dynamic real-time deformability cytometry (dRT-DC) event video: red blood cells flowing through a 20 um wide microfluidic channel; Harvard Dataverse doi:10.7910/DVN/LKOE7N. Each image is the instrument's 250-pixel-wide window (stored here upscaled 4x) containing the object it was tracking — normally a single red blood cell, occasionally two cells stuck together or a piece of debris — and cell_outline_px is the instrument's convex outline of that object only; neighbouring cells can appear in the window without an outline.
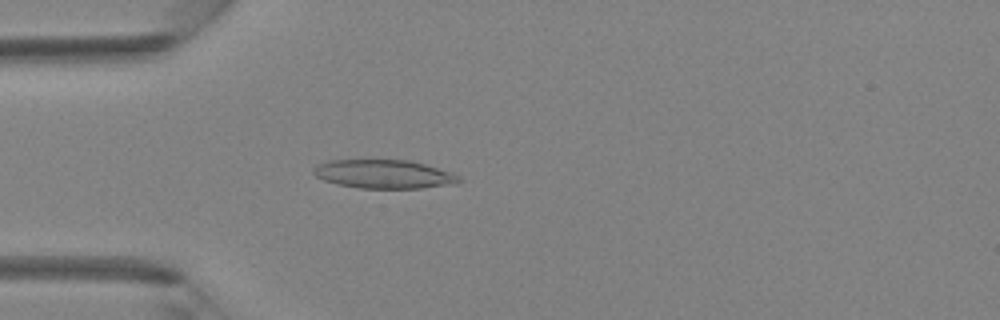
{"species": "Egyptian fruit bat (a non-hibernating species)", "species_latin": "Rousettus aegyptiacus", "temperature_condition": "room temperature", "stored_images_in_passage": 39, "camera_frame_rate_fps": 3000, "um_per_image_px": 0.085, "animal": {"sex": "female"}, "frame": {"image": 1, "passage_image": 9, "time_ms": 2.667, "image_size_px": [1000, 320], "cell_outline_px": [[464, 180], [460, 184], [420, 188], [360, 188], [336, 184], [324, 180], [316, 176], [312, 172], [312, 168], [320, 164], [332, 160], [408, 160], [424, 164], [452, 172], [460, 176]], "centroid_in_image_um": [32.7, 14.81], "position_along_channel_um": 52.3, "area_um2": 24.45}}
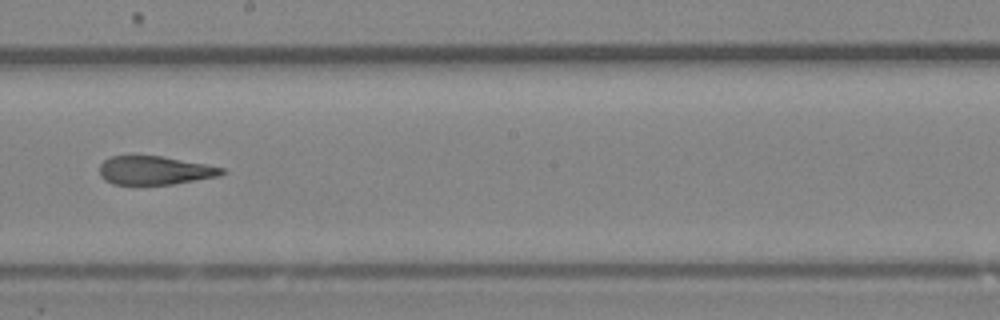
{"frame": {"image": 2, "passage_image": 21, "time_ms": 6.667, "image_size_px": [1000, 320], "cell_outline_px": [[228, 172], [220, 176], [172, 184], [112, 184], [104, 180], [100, 176], [100, 164], [104, 160], [112, 156], [160, 156], [204, 164], [224, 168]], "centroid_in_image_um": [13.16, 14.49], "position_along_channel_um": 235.0, "area_um2": 20.23}}
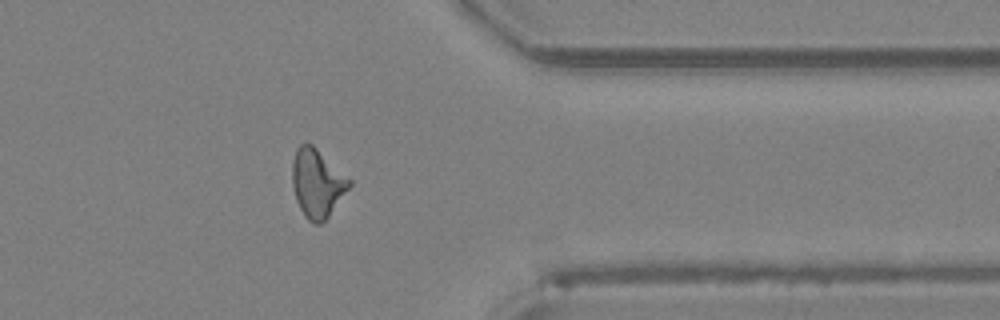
{"frame": {"image": 3, "passage_image": 31, "time_ms": 10.0, "image_size_px": [1000, 320], "cell_outline_px": [[352, 184], [328, 216], [320, 224], [316, 224], [308, 220], [304, 216], [296, 200], [292, 184], [292, 160], [296, 148], [300, 144], [312, 144], [352, 180]], "centroid_in_image_um": [26.95, 15.56], "position_along_channel_um": 384.5, "area_um2": 22.6}}